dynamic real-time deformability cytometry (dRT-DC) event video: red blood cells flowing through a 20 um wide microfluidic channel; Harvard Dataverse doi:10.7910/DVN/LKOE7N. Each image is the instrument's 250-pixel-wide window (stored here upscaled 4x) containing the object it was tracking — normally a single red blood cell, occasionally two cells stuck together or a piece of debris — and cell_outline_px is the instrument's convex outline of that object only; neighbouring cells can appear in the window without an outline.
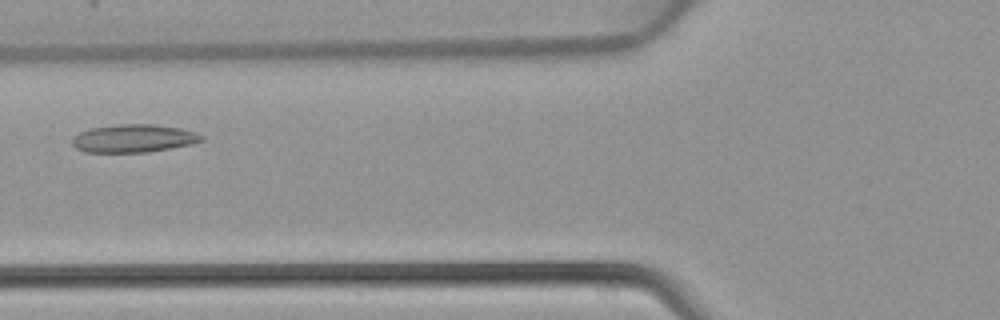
{"species": "common noctule bat (a hibernating species)", "species_latin": "Nyctalus noctula", "temperature_condition": "warm", "stored_images_in_passage": 2, "camera_frame_rate_fps": 3000, "um_per_image_px": 0.085, "animal": {"sex": "female", "body_mass_g": 22.7, "forearm_length_mm": 54.2}, "frame": {"image": 1, "passage_image": 2, "time_ms": 0.333, "image_size_px": [1000, 320], "cell_outline_px": [[204, 140], [192, 144], [148, 152], [84, 152], [76, 148], [72, 144], [72, 136], [80, 132], [92, 128], [120, 124], [152, 124], [180, 128], [204, 136]], "centroid_in_image_um": [11.34, 11.77], "position_along_channel_um": 114.5, "area_um2": 20.98}}